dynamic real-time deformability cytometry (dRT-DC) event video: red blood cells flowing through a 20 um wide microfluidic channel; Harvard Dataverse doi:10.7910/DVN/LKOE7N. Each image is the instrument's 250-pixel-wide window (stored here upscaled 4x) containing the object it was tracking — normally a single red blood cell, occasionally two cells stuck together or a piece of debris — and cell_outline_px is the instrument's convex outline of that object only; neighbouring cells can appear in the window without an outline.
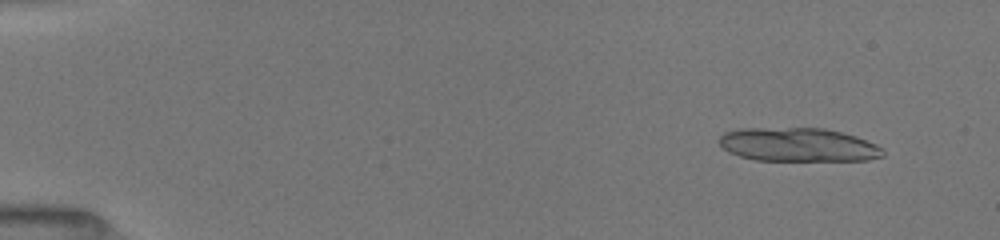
{"species": "common noctule bat (a hibernating species)", "species_latin": "Nyctalus noctula", "temperature_condition": "room temperature", "stored_images_in_passage": 21, "camera_frame_rate_fps": 3000, "um_per_image_px": 0.085, "animal": {"sex": "female", "body_mass_g": 19.5, "forearm_length_mm": 54.1}, "frame": {"image": 1, "passage_image": 2, "time_ms": 1.0, "image_size_px": [1000, 240], "cell_outline_px": [[884, 156], [868, 160], [756, 160], [740, 156], [728, 152], [716, 140], [724, 132], [740, 128], [824, 128], [856, 136], [876, 144], [884, 152]], "centroid_in_image_um": [67.81, 12.3], "position_along_channel_um": 17.2, "area_um2": 32.14}}